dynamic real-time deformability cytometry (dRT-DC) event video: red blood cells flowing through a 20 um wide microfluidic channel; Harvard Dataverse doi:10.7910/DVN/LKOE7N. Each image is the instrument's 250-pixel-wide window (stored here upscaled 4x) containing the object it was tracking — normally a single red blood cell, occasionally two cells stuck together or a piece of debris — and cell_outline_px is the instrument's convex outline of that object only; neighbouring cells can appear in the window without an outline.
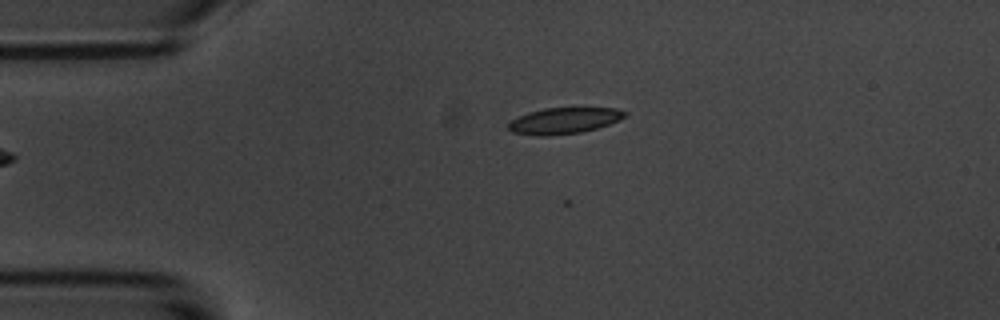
{"species": "common noctule bat (a hibernating species)", "species_latin": "Nyctalus noctula", "temperature_condition": "room temperature", "stored_images_in_passage": 45, "camera_frame_rate_fps": 3000, "um_per_image_px": 0.085, "animal": {"sex": "male", "body_mass_g": 20.1, "forearm_length_mm": 53.5}, "frame": {"image": 1, "passage_image": 1, "time_ms": 0.0, "image_size_px": [1000, 320], "cell_outline_px": [[628, 112], [624, 116], [608, 124], [596, 128], [580, 132], [548, 136], [536, 136], [512, 132], [508, 128], [508, 124], [512, 120], [528, 112], [544, 108], [616, 108]], "centroid_in_image_um": [47.9, 10.26], "position_along_channel_um": 37.1, "area_um2": 17.51}}
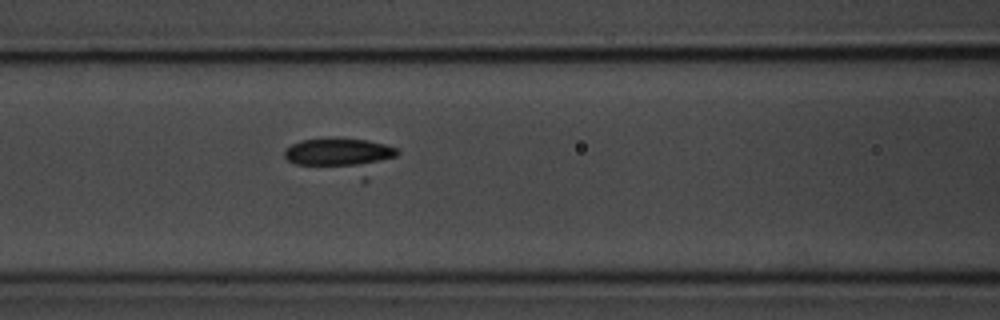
{"frame": {"image": 2, "passage_image": 12, "time_ms": 3.667, "image_size_px": [1000, 320], "cell_outline_px": [[400, 152], [396, 156], [364, 184], [296, 164], [288, 160], [284, 156], [284, 148], [300, 140], [332, 136], [368, 140], [384, 144], [396, 148]], "centroid_in_image_um": [29.06, 13.31], "position_along_channel_um": 137.5, "area_um2": 25.32}}
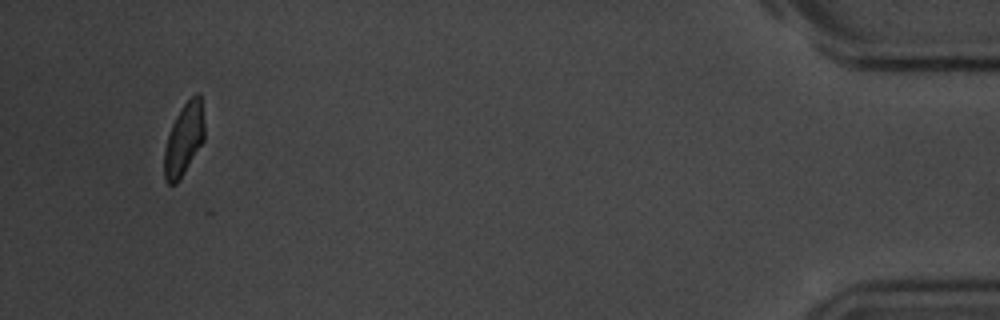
{"frame": {"image": 3, "passage_image": 42, "time_ms": 13.667, "image_size_px": [1000, 320], "cell_outline_px": [[204, 140], [180, 180], [176, 184], [168, 184], [164, 180], [164, 148], [172, 124], [180, 108], [196, 92], [200, 92], [204, 124]], "centroid_in_image_um": [15.63, 11.86], "position_along_channel_um": 419.6, "area_um2": 16.99}}